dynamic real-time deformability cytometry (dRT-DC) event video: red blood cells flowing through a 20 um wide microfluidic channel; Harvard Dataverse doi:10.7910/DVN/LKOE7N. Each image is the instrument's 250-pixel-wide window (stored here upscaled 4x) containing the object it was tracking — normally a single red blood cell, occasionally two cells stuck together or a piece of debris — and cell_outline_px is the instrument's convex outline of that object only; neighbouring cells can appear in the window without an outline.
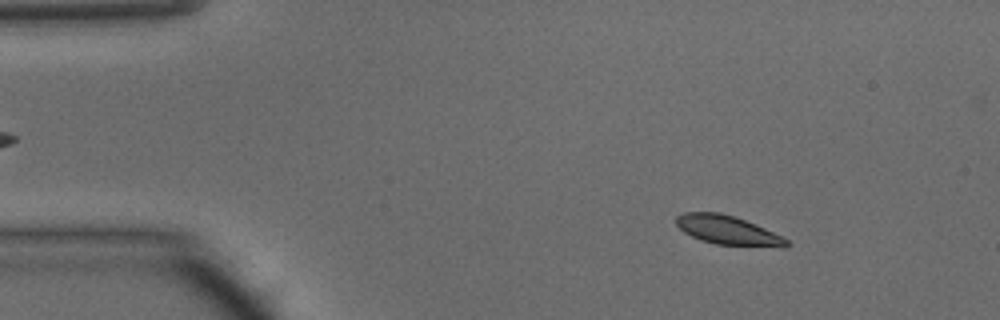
{"species": "common noctule bat (a hibernating species)", "species_latin": "Nyctalus noctula", "temperature_condition": "warm", "stored_images_in_passage": 46, "camera_frame_rate_fps": 3000, "um_per_image_px": 0.085, "animal": {"sex": "male", "body_mass_g": 15.6}, "frame": {"image": 1, "passage_image": 4, "time_ms": 1.0, "image_size_px": [1000, 320], "cell_outline_px": [[792, 244], [784, 248], [716, 244], [700, 240], [684, 232], [676, 224], [676, 216], [684, 212], [720, 212], [744, 220], [764, 228], [788, 240]], "centroid_in_image_um": [61.87, 19.58], "position_along_channel_um": 23.1, "area_um2": 18.61}}
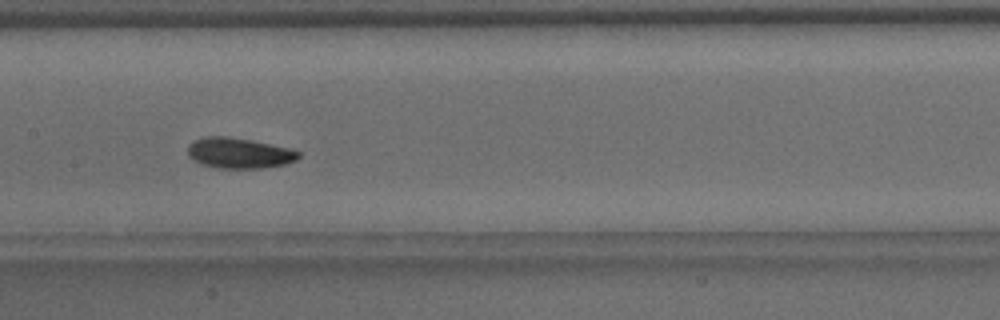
{"frame": {"image": 2, "passage_image": 21, "time_ms": 6.667, "image_size_px": [1000, 320], "cell_outline_px": [[300, 156], [296, 160], [284, 164], [260, 168], [220, 168], [204, 164], [188, 156], [188, 144], [204, 136], [228, 136], [252, 140], [288, 148], [300, 152]], "centroid_in_image_um": [20.32, 13.0], "position_along_channel_um": 187.1, "area_um2": 19.48}}
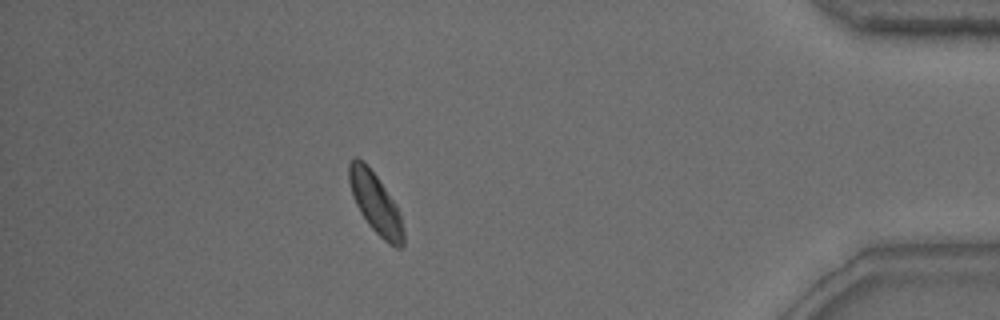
{"frame": {"image": 3, "passage_image": 40, "time_ms": 13.0, "image_size_px": [1000, 320], "cell_outline_px": [[404, 244], [400, 248], [396, 248], [388, 244], [368, 224], [360, 212], [352, 196], [348, 180], [348, 164], [356, 156], [364, 160], [376, 176], [396, 204], [400, 216], [404, 232]], "centroid_in_image_um": [31.9, 17.26], "position_along_channel_um": 403.3, "area_um2": 19.19}, "authors_computed_cell_mechanics": {"area_um2": 19.0451, "velocity_mm_per_s": 4.1512, "shape_relaxation_time_tau1_ms": 1.3353, "shape_relaxation_time_tau2_ms": 2.7202, "deformation_change_tau1": 0.0974, "deformation_change_tau2": 0.0718}}